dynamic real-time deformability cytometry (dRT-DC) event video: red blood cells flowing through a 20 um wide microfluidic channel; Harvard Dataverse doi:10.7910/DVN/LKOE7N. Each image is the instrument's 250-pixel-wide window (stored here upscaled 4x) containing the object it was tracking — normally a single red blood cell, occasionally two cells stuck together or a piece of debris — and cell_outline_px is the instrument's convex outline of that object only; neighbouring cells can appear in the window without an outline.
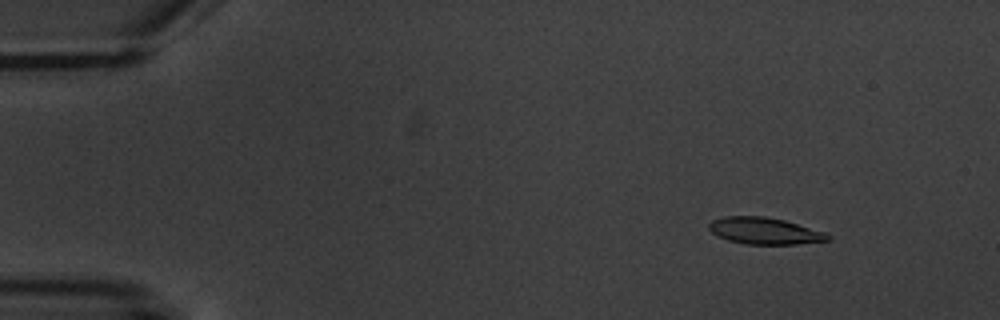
{"species": "common noctule bat (a hibernating species)", "species_latin": "Nyctalus noctula", "temperature_condition": "warm", "stored_images_in_passage": 5, "camera_frame_rate_fps": 3000, "um_per_image_px": 0.085, "animal": {"sex": "male", "body_mass_g": 20.1, "forearm_length_mm": 53.5}, "frame": {"image": 1, "passage_image": 2, "time_ms": 1.0, "image_size_px": [1000, 320], "cell_outline_px": [[832, 240], [796, 244], [744, 244], [728, 240], [712, 232], [708, 228], [708, 224], [712, 220], [724, 216], [764, 216], [784, 220], [824, 232], [832, 236]], "centroid_in_image_um": [65.0, 19.62], "position_along_channel_um": 20.0, "area_um2": 18.44}}
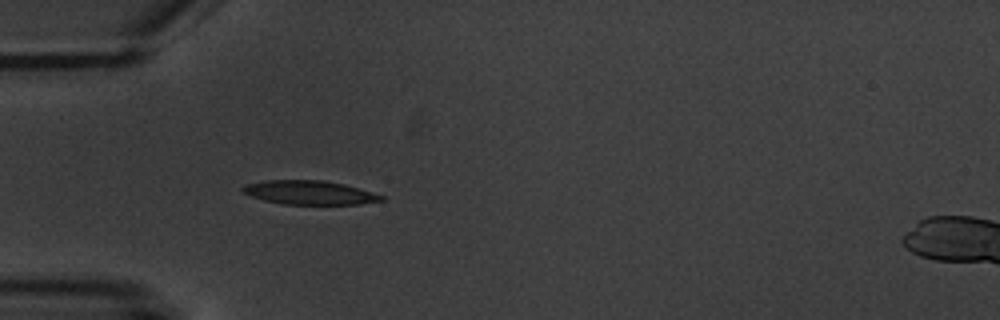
{"frame": {"image": 2, "passage_image": 5, "time_ms": 4.667, "image_size_px": [1000, 320], "cell_outline_px": [[384, 200], [360, 204], [284, 204], [264, 200], [252, 196], [244, 192], [240, 188], [244, 184], [264, 180], [324, 180], [344, 184], [372, 192], [384, 196]], "centroid_in_image_um": [26.29, 16.36], "position_along_channel_um": 58.7, "area_um2": 19.25}}